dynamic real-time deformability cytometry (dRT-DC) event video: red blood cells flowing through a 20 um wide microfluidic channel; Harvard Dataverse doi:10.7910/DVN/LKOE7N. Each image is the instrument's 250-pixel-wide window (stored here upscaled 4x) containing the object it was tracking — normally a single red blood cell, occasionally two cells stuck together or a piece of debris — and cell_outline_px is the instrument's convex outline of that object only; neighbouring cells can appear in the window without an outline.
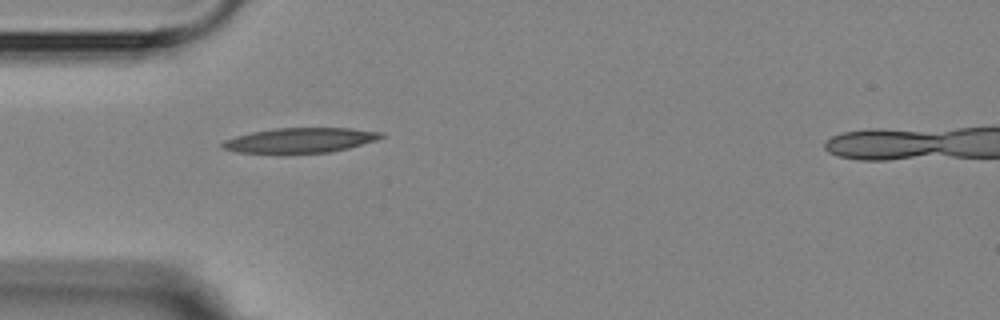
{"species": "Egyptian fruit bat (a non-hibernating species)", "species_latin": "Rousettus aegyptiacus", "temperature_condition": "room temperature", "stored_images_in_passage": 9, "camera_frame_rate_fps": 3000, "um_per_image_px": 0.085, "animal": {"sex": "female"}, "frame": {"image": 1, "passage_image": 1, "time_ms": 0.0, "image_size_px": [1000, 320], "cell_outline_px": [[384, 136], [376, 140], [348, 148], [328, 152], [284, 156], [276, 156], [236, 152], [224, 148], [220, 144], [224, 140], [236, 136], [252, 132], [276, 128], [352, 128], [384, 132]], "centroid_in_image_um": [25.45, 11.97], "position_along_channel_um": 59.5, "area_um2": 24.04}}
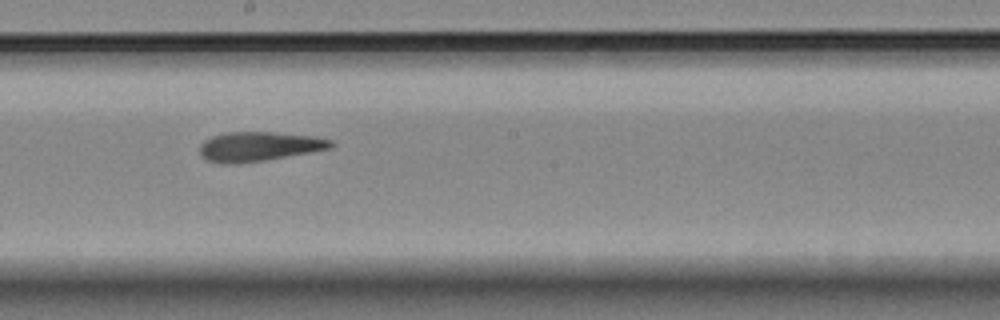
{"frame": {"image": 2, "passage_image": 5, "time_ms": 4.667, "image_size_px": [1000, 320], "cell_outline_px": [[336, 144], [332, 148], [264, 160], [236, 164], [224, 164], [208, 160], [200, 156], [200, 144], [204, 140], [212, 136], [228, 132], [276, 132], [312, 136], [332, 140]], "centroid_in_image_um": [22.0, 12.45], "position_along_channel_um": 226.2, "area_um2": 22.48}}
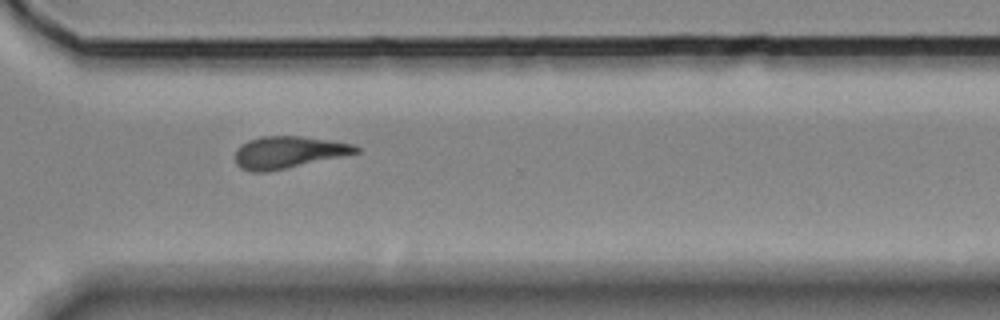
{"frame": {"image": 3, "passage_image": 8, "time_ms": 8.0, "image_size_px": [1000, 320], "cell_outline_px": [[360, 152], [344, 156], [268, 172], [252, 172], [240, 168], [236, 164], [236, 148], [240, 144], [248, 140], [260, 136], [300, 136], [336, 140], [356, 144], [360, 148]], "centroid_in_image_um": [24.54, 12.93], "position_along_channel_um": 346.1, "area_um2": 22.95}}